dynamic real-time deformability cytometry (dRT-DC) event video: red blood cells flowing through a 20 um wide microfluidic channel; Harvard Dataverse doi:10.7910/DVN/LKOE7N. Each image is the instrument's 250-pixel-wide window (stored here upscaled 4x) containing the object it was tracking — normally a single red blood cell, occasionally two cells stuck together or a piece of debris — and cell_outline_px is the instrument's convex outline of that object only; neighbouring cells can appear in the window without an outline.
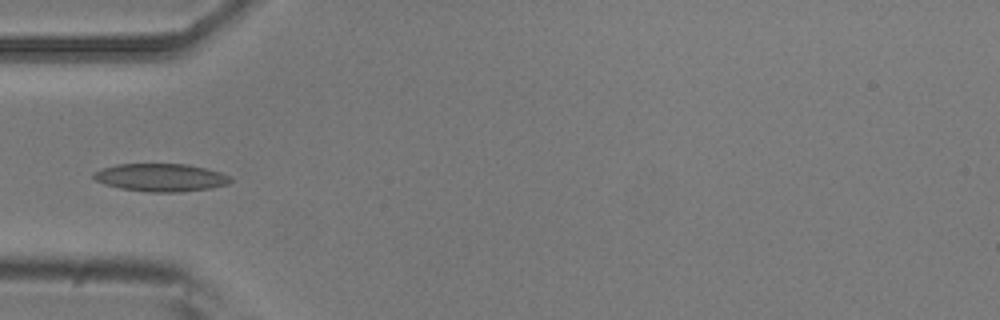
{"species": "common noctule bat (a hibernating species)", "species_latin": "Nyctalus noctula", "temperature_condition": "room temperature", "stored_images_in_passage": 36, "camera_frame_rate_fps": 3000, "um_per_image_px": 0.085, "animal": {"sex": "male", "body_mass_g": 20.5, "forearm_length_mm": 52.5}, "frame": {"image": 1, "passage_image": 1, "time_ms": 0.0, "image_size_px": [1000, 320], "cell_outline_px": [[232, 180], [228, 184], [212, 188], [180, 192], [148, 192], [120, 188], [104, 184], [96, 180], [92, 176], [92, 172], [116, 164], [188, 164], [220, 172], [232, 176]], "centroid_in_image_um": [13.68, 15.09], "position_along_channel_um": 71.3, "area_um2": 22.31}}
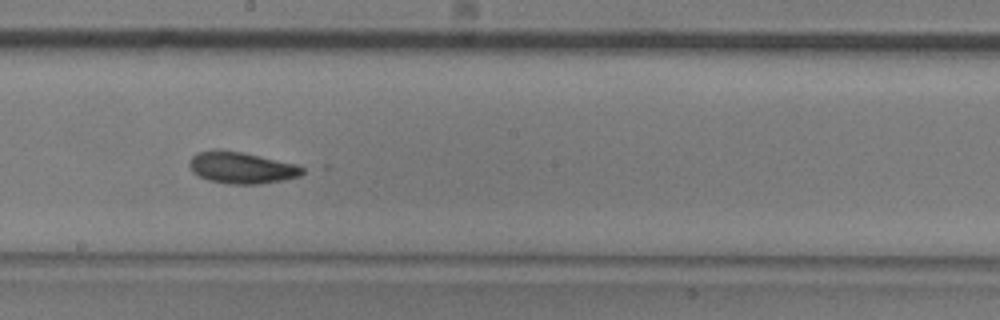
{"frame": {"image": 2, "passage_image": 13, "time_ms": 4.0, "image_size_px": [1000, 320], "cell_outline_px": [[304, 172], [300, 176], [284, 180], [260, 184], [228, 184], [208, 180], [192, 172], [188, 164], [192, 156], [196, 152], [216, 148], [240, 152], [296, 164], [304, 168]], "centroid_in_image_um": [20.49, 14.25], "position_along_channel_um": 227.7, "area_um2": 20.92}}
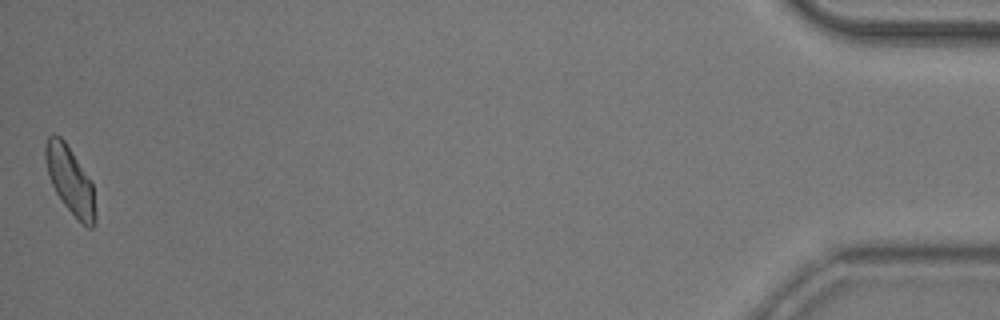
{"frame": {"image": 3, "passage_image": 36, "time_ms": 11.667, "image_size_px": [1000, 320], "cell_outline_px": [[96, 224], [92, 228], [88, 228], [64, 204], [56, 192], [48, 176], [44, 156], [44, 148], [48, 136], [60, 136], [64, 140], [92, 184], [96, 216]], "centroid_in_image_um": [5.95, 15.34], "position_along_channel_um": 429.3, "area_um2": 19.02}}